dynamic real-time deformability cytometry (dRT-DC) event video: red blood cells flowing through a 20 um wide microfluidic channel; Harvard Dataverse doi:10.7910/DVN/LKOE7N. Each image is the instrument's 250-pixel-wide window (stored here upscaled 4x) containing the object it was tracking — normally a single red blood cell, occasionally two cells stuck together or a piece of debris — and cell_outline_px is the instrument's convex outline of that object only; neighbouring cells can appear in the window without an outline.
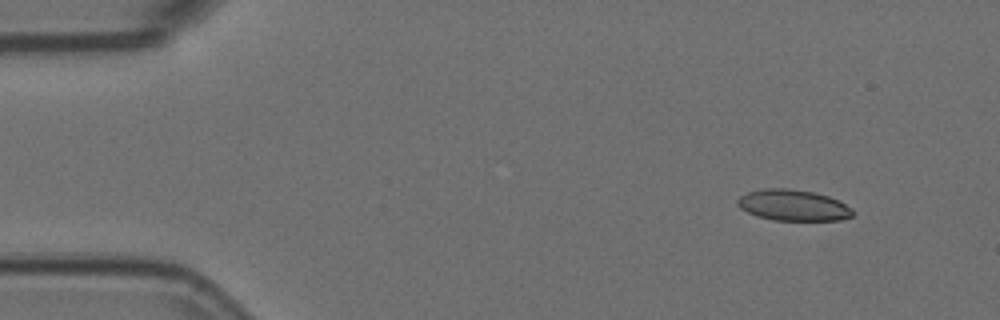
{"species": "Egyptian fruit bat (a non-hibernating species)", "species_latin": "Rousettus aegyptiacus", "temperature_condition": "room temperature", "stored_images_in_passage": 5, "camera_frame_rate_fps": 3000, "um_per_image_px": 0.085, "animal": {"sex": "female"}, "frame": {"image": 1, "passage_image": 2, "time_ms": 0.333, "image_size_px": [1000, 320], "cell_outline_px": [[852, 216], [840, 220], [772, 220], [756, 216], [740, 208], [736, 204], [736, 200], [740, 196], [748, 192], [764, 188], [788, 188], [812, 192], [828, 196], [840, 200], [852, 208]], "centroid_in_image_um": [67.4, 17.44], "position_along_channel_um": 17.6, "area_um2": 20.92}}
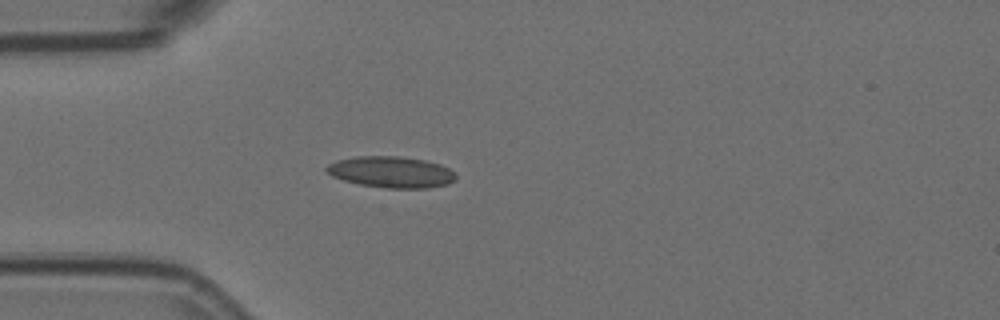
{"frame": {"image": 2, "passage_image": 5, "time_ms": 1.333, "image_size_px": [1000, 320], "cell_outline_px": [[456, 180], [448, 184], [428, 188], [388, 188], [360, 184], [344, 180], [332, 176], [324, 168], [328, 164], [336, 160], [356, 156], [400, 156], [424, 160], [440, 164], [456, 172]], "centroid_in_image_um": [33.27, 14.62], "position_along_channel_um": 51.7, "area_um2": 23.64}}